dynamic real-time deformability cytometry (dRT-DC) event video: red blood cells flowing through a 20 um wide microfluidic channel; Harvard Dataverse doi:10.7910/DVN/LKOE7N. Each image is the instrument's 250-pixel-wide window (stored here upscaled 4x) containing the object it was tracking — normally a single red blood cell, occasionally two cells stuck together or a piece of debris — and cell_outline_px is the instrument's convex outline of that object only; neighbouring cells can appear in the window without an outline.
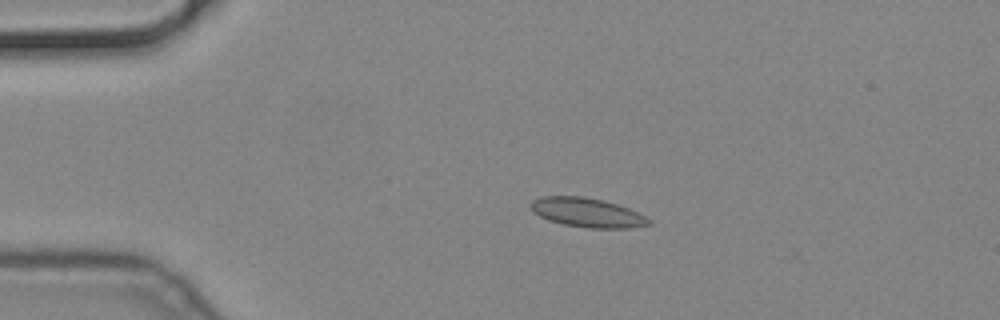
{"species": "common noctule bat (a hibernating species)", "species_latin": "Nyctalus noctula", "temperature_condition": "cold", "stored_images_in_passage": 16, "camera_frame_rate_fps": 3000, "um_per_image_px": 0.085, "animal": {"sex": "male", "body_mass_g": 19.2, "forearm_length_mm": 51.8}, "frame": {"image": 1, "passage_image": 13, "time_ms": 4.0, "image_size_px": [1000, 320], "cell_outline_px": [[652, 224], [628, 228], [588, 228], [564, 224], [548, 220], [532, 212], [532, 200], [540, 196], [584, 196], [604, 200], [628, 208], [652, 220]], "centroid_in_image_um": [49.91, 18.06], "position_along_channel_um": 35.1, "area_um2": 20.06}}